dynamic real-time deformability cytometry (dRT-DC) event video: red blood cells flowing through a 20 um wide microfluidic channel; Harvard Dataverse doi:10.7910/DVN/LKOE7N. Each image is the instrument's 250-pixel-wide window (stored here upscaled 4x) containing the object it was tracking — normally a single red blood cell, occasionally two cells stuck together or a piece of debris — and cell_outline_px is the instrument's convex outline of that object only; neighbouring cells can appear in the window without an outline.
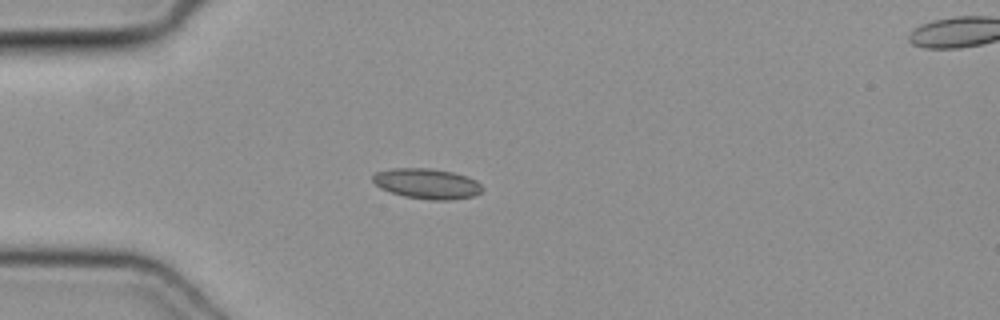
{"species": "common noctule bat (a hibernating species)", "species_latin": "Nyctalus noctula", "temperature_condition": "cold", "stored_images_in_passage": 38, "camera_frame_rate_fps": 3000, "um_per_image_px": 0.085, "animal": {"sex": "female", "body_mass_g": 19.3, "forearm_length_mm": 54.1}, "frame": {"image": 1, "passage_image": 1, "time_ms": 0.0, "image_size_px": [1000, 320], "cell_outline_px": [[484, 188], [480, 192], [472, 196], [452, 200], [428, 200], [404, 196], [380, 188], [372, 180], [372, 176], [376, 172], [392, 168], [432, 168], [452, 172], [468, 176], [476, 180]], "centroid_in_image_um": [36.3, 15.6], "position_along_channel_um": 48.7, "area_um2": 19.42}}
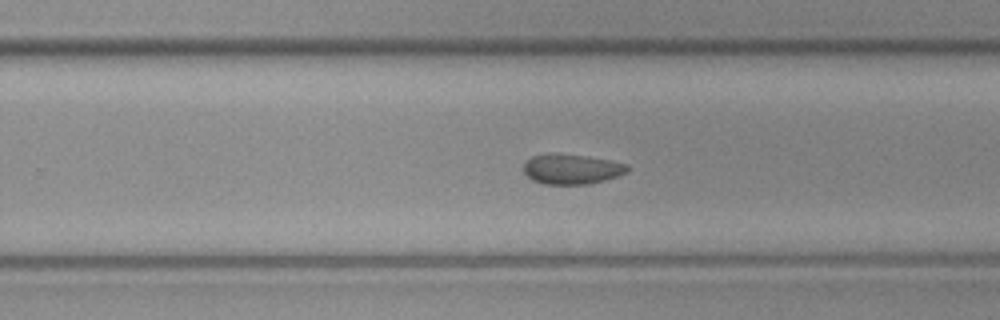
{"frame": {"image": 2, "passage_image": 20, "time_ms": 6.333, "image_size_px": [1000, 320], "cell_outline_px": [[628, 172], [620, 176], [588, 184], [544, 184], [532, 180], [524, 172], [524, 164], [532, 156], [548, 152], [584, 156], [608, 160], [628, 164]], "centroid_in_image_um": [48.59, 14.37], "position_along_channel_um": 281.2, "area_um2": 18.21}}
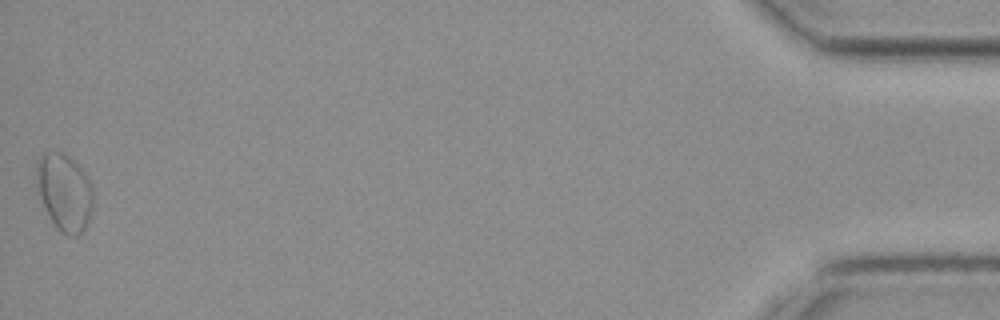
{"frame": {"image": 3, "passage_image": 38, "time_ms": 12.333, "image_size_px": [1000, 320], "cell_outline_px": [[92, 208], [88, 220], [84, 228], [76, 236], [68, 236], [60, 232], [56, 228], [40, 196], [36, 172], [36, 168], [40, 156], [44, 152], [60, 152], [68, 156], [84, 172], [92, 188]], "centroid_in_image_um": [5.48, 16.34], "position_along_channel_um": 429.7, "area_um2": 24.74}}